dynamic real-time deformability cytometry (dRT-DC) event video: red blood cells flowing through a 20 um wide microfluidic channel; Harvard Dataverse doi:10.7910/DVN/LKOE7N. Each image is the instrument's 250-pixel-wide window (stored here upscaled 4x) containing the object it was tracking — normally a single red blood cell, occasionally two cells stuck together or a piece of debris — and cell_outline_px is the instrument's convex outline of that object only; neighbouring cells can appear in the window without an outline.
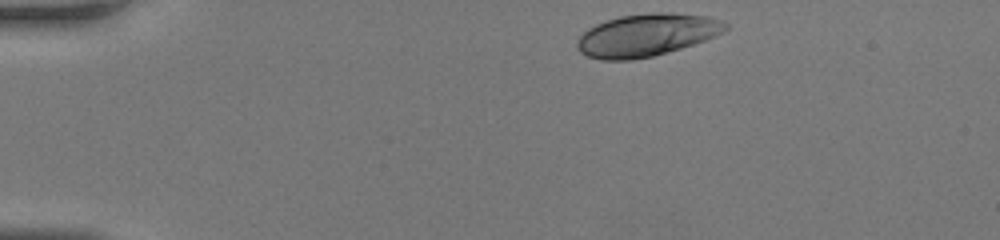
{"species": "human", "species_latin": "Homo sapiens", "temperature_condition": "room temperature", "stored_images_in_passage": 32, "camera_frame_rate_fps": 3000, "um_per_image_px": 0.085, "donor": {"sex": "female"}, "frame": {"image": 1, "passage_image": 1, "time_ms": 0.0, "image_size_px": [1000, 240], "cell_outline_px": [[728, 28], [724, 32], [716, 36], [680, 48], [652, 56], [632, 60], [600, 60], [588, 56], [580, 52], [576, 48], [576, 40], [588, 28], [596, 24], [620, 16], [652, 12], [672, 12], [708, 16], [720, 20], [728, 24]], "centroid_in_image_um": [54.96, 2.97], "position_along_channel_um": 30.0, "area_um2": 36.76}}
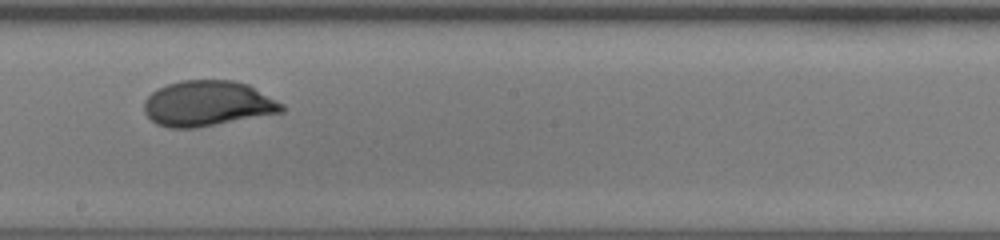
{"frame": {"image": 2, "passage_image": 19, "time_ms": 6.0, "image_size_px": [1000, 240], "cell_outline_px": [[284, 112], [196, 128], [168, 128], [156, 124], [144, 112], [144, 100], [156, 88], [180, 80], [236, 80], [248, 84], [284, 104]], "centroid_in_image_um": [17.64, 8.8], "position_along_channel_um": 230.6, "area_um2": 36.7}}
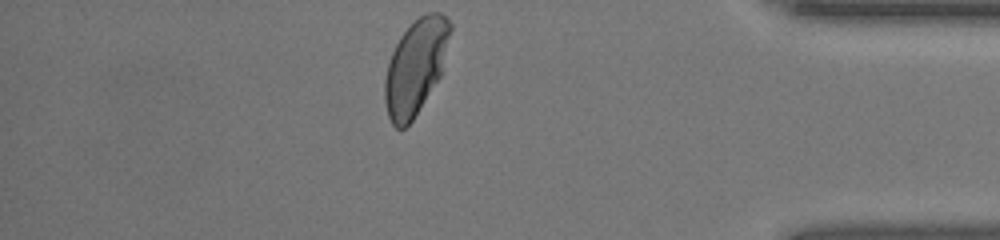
{"frame": {"image": 3, "passage_image": 32, "time_ms": 10.333, "image_size_px": [1000, 240], "cell_outline_px": [[452, 28], [440, 76], [412, 120], [404, 128], [396, 128], [392, 124], [388, 116], [384, 100], [384, 80], [388, 64], [392, 52], [400, 36], [420, 16], [428, 12], [440, 12], [452, 24]], "centroid_in_image_um": [35.31, 5.67], "position_along_channel_um": 399.9, "area_um2": 35.66}}